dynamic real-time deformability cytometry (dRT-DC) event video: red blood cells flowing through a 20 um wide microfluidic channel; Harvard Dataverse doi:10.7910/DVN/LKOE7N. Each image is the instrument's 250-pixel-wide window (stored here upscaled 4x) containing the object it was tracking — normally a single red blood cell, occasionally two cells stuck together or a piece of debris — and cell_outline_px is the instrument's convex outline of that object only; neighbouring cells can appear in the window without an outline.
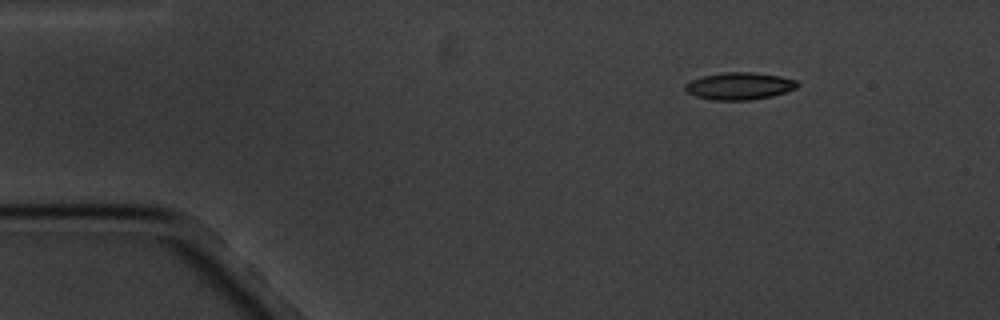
{"species": "common noctule bat (a hibernating species)", "species_latin": "Nyctalus noctula", "temperature_condition": "cold", "stored_images_in_passage": 3, "camera_frame_rate_fps": 3000, "um_per_image_px": 0.085, "animal": {"sex": "male", "body_mass_g": 20.1, "forearm_length_mm": 53.5}, "frame": {"image": 1, "passage_image": 1, "time_ms": 0.0, "image_size_px": [1000, 320], "cell_outline_px": [[800, 84], [796, 88], [772, 96], [748, 100], [712, 100], [696, 96], [688, 92], [684, 88], [684, 84], [700, 76], [724, 72], [752, 72], [780, 76], [796, 80]], "centroid_in_image_um": [62.83, 7.3], "position_along_channel_um": 22.2, "area_um2": 17.8}}
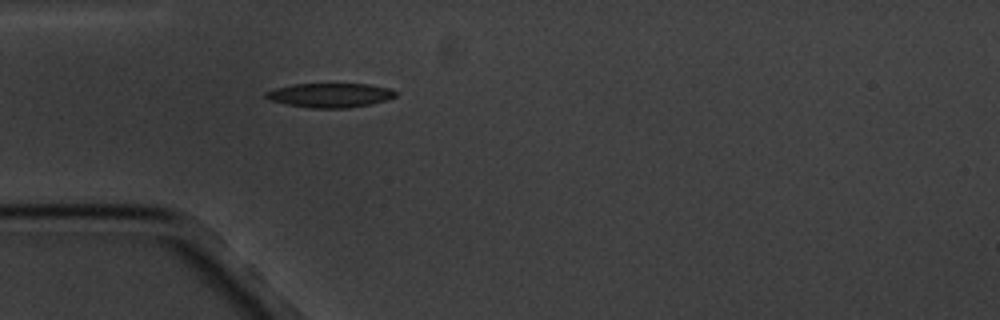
{"frame": {"image": 2, "passage_image": 3, "time_ms": 3.0, "image_size_px": [1000, 320], "cell_outline_px": [[396, 96], [372, 104], [348, 108], [308, 108], [268, 100], [264, 96], [264, 92], [276, 88], [292, 84], [368, 84], [388, 88], [396, 92]], "centroid_in_image_um": [28.01, 8.1], "position_along_channel_um": 57.0, "area_um2": 18.32}}